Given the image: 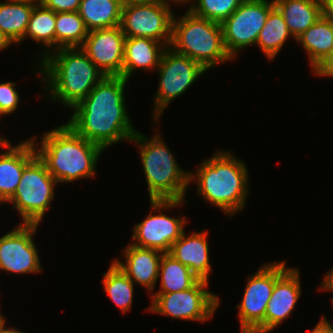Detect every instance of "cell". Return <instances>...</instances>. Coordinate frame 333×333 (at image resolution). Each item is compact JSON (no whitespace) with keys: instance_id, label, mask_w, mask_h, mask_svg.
Wrapping results in <instances>:
<instances>
[{"instance_id":"ba28073f","label":"cell","mask_w":333,"mask_h":333,"mask_svg":"<svg viewBox=\"0 0 333 333\" xmlns=\"http://www.w3.org/2000/svg\"><path fill=\"white\" fill-rule=\"evenodd\" d=\"M285 260L272 262L249 276L239 309L241 333H265V313L275 281L288 269Z\"/></svg>"},{"instance_id":"f35d334b","label":"cell","mask_w":333,"mask_h":333,"mask_svg":"<svg viewBox=\"0 0 333 333\" xmlns=\"http://www.w3.org/2000/svg\"><path fill=\"white\" fill-rule=\"evenodd\" d=\"M332 303H333V299H332ZM320 320L326 325V327L331 331V333H333V324L328 322V320L326 319L325 316H322V318Z\"/></svg>"},{"instance_id":"4dcf8cb0","label":"cell","mask_w":333,"mask_h":333,"mask_svg":"<svg viewBox=\"0 0 333 333\" xmlns=\"http://www.w3.org/2000/svg\"><path fill=\"white\" fill-rule=\"evenodd\" d=\"M15 82L0 83V114L13 113L19 104V94L15 89Z\"/></svg>"},{"instance_id":"f546056e","label":"cell","mask_w":333,"mask_h":333,"mask_svg":"<svg viewBox=\"0 0 333 333\" xmlns=\"http://www.w3.org/2000/svg\"><path fill=\"white\" fill-rule=\"evenodd\" d=\"M188 10L211 21L222 23L244 0H196Z\"/></svg>"},{"instance_id":"9c48e42d","label":"cell","mask_w":333,"mask_h":333,"mask_svg":"<svg viewBox=\"0 0 333 333\" xmlns=\"http://www.w3.org/2000/svg\"><path fill=\"white\" fill-rule=\"evenodd\" d=\"M157 71L159 72V86L154 99V124H158L157 121L167 105L178 96L183 95L207 70L190 57L167 47L163 51Z\"/></svg>"},{"instance_id":"5bb4252c","label":"cell","mask_w":333,"mask_h":333,"mask_svg":"<svg viewBox=\"0 0 333 333\" xmlns=\"http://www.w3.org/2000/svg\"><path fill=\"white\" fill-rule=\"evenodd\" d=\"M39 224H23L0 237V270L18 274L38 273L41 262L33 240Z\"/></svg>"},{"instance_id":"2e32d148","label":"cell","mask_w":333,"mask_h":333,"mask_svg":"<svg viewBox=\"0 0 333 333\" xmlns=\"http://www.w3.org/2000/svg\"><path fill=\"white\" fill-rule=\"evenodd\" d=\"M299 269L288 268L276 281L265 313V333L273 331L293 312L301 295Z\"/></svg>"},{"instance_id":"b9f144b4","label":"cell","mask_w":333,"mask_h":333,"mask_svg":"<svg viewBox=\"0 0 333 333\" xmlns=\"http://www.w3.org/2000/svg\"><path fill=\"white\" fill-rule=\"evenodd\" d=\"M122 4L130 3V2H139V1H145V0H119Z\"/></svg>"},{"instance_id":"d6986e66","label":"cell","mask_w":333,"mask_h":333,"mask_svg":"<svg viewBox=\"0 0 333 333\" xmlns=\"http://www.w3.org/2000/svg\"><path fill=\"white\" fill-rule=\"evenodd\" d=\"M208 232H192L187 235L185 231L171 246L168 252L175 259L187 266L191 272L199 279L208 281L211 264L209 260V245L207 242Z\"/></svg>"},{"instance_id":"ac0fdd59","label":"cell","mask_w":333,"mask_h":333,"mask_svg":"<svg viewBox=\"0 0 333 333\" xmlns=\"http://www.w3.org/2000/svg\"><path fill=\"white\" fill-rule=\"evenodd\" d=\"M124 250L125 262L114 259V263L122 269L133 283L139 284L152 292L159 278V265L163 253L154 249L138 247L134 244L128 245Z\"/></svg>"},{"instance_id":"ab89813d","label":"cell","mask_w":333,"mask_h":333,"mask_svg":"<svg viewBox=\"0 0 333 333\" xmlns=\"http://www.w3.org/2000/svg\"><path fill=\"white\" fill-rule=\"evenodd\" d=\"M163 1H165L167 4H169L170 5V1L172 2V3H178L179 5L180 4H184V3H188L189 1H191L190 3L192 4V2L193 1H195V0H163ZM169 1V2H168Z\"/></svg>"},{"instance_id":"4316f807","label":"cell","mask_w":333,"mask_h":333,"mask_svg":"<svg viewBox=\"0 0 333 333\" xmlns=\"http://www.w3.org/2000/svg\"><path fill=\"white\" fill-rule=\"evenodd\" d=\"M88 32L78 11L56 13L55 50L81 47Z\"/></svg>"},{"instance_id":"d6a6232c","label":"cell","mask_w":333,"mask_h":333,"mask_svg":"<svg viewBox=\"0 0 333 333\" xmlns=\"http://www.w3.org/2000/svg\"><path fill=\"white\" fill-rule=\"evenodd\" d=\"M317 76L333 77V50L323 63L314 71Z\"/></svg>"},{"instance_id":"cb8c5ba5","label":"cell","mask_w":333,"mask_h":333,"mask_svg":"<svg viewBox=\"0 0 333 333\" xmlns=\"http://www.w3.org/2000/svg\"><path fill=\"white\" fill-rule=\"evenodd\" d=\"M123 4L119 0H81L78 13L88 31L120 26Z\"/></svg>"},{"instance_id":"e575fe53","label":"cell","mask_w":333,"mask_h":333,"mask_svg":"<svg viewBox=\"0 0 333 333\" xmlns=\"http://www.w3.org/2000/svg\"><path fill=\"white\" fill-rule=\"evenodd\" d=\"M318 290L333 291V269L325 274L321 287Z\"/></svg>"},{"instance_id":"484cf974","label":"cell","mask_w":333,"mask_h":333,"mask_svg":"<svg viewBox=\"0 0 333 333\" xmlns=\"http://www.w3.org/2000/svg\"><path fill=\"white\" fill-rule=\"evenodd\" d=\"M289 36L292 37V34L281 13L274 7L269 12L256 44L269 60H273L286 43Z\"/></svg>"},{"instance_id":"52a82bcc","label":"cell","mask_w":333,"mask_h":333,"mask_svg":"<svg viewBox=\"0 0 333 333\" xmlns=\"http://www.w3.org/2000/svg\"><path fill=\"white\" fill-rule=\"evenodd\" d=\"M57 183L38 155L24 168L17 190L8 201L21 215V223L40 225L54 200Z\"/></svg>"},{"instance_id":"4fadbf2b","label":"cell","mask_w":333,"mask_h":333,"mask_svg":"<svg viewBox=\"0 0 333 333\" xmlns=\"http://www.w3.org/2000/svg\"><path fill=\"white\" fill-rule=\"evenodd\" d=\"M185 200H150L151 208L158 214L147 215L141 223L134 225L133 235L134 244L138 247L158 250L162 253H168L172 244L182 236L185 216L180 218L168 217L162 213L164 210L181 206Z\"/></svg>"},{"instance_id":"7a4b0ae2","label":"cell","mask_w":333,"mask_h":333,"mask_svg":"<svg viewBox=\"0 0 333 333\" xmlns=\"http://www.w3.org/2000/svg\"><path fill=\"white\" fill-rule=\"evenodd\" d=\"M39 63V73L41 77L45 76L49 99L71 109L106 76L81 47L57 49Z\"/></svg>"},{"instance_id":"ffe728a7","label":"cell","mask_w":333,"mask_h":333,"mask_svg":"<svg viewBox=\"0 0 333 333\" xmlns=\"http://www.w3.org/2000/svg\"><path fill=\"white\" fill-rule=\"evenodd\" d=\"M166 48L163 43L150 38L126 37L122 76L129 80L136 68L145 71L157 69Z\"/></svg>"},{"instance_id":"6da1fadb","label":"cell","mask_w":333,"mask_h":333,"mask_svg":"<svg viewBox=\"0 0 333 333\" xmlns=\"http://www.w3.org/2000/svg\"><path fill=\"white\" fill-rule=\"evenodd\" d=\"M123 76H105L76 106L66 123L84 139L104 150L135 133L125 105Z\"/></svg>"},{"instance_id":"d590c367","label":"cell","mask_w":333,"mask_h":333,"mask_svg":"<svg viewBox=\"0 0 333 333\" xmlns=\"http://www.w3.org/2000/svg\"><path fill=\"white\" fill-rule=\"evenodd\" d=\"M5 321L6 318H4L3 314H0V333H25L15 328L5 327Z\"/></svg>"},{"instance_id":"83f0119b","label":"cell","mask_w":333,"mask_h":333,"mask_svg":"<svg viewBox=\"0 0 333 333\" xmlns=\"http://www.w3.org/2000/svg\"><path fill=\"white\" fill-rule=\"evenodd\" d=\"M55 23L56 13L39 2L32 11L24 38L28 36L31 40L49 48H46V52L43 50L42 59L52 50L55 51Z\"/></svg>"},{"instance_id":"1f68e13d","label":"cell","mask_w":333,"mask_h":333,"mask_svg":"<svg viewBox=\"0 0 333 333\" xmlns=\"http://www.w3.org/2000/svg\"><path fill=\"white\" fill-rule=\"evenodd\" d=\"M47 9L58 12L78 11L81 0H39Z\"/></svg>"},{"instance_id":"836d02e7","label":"cell","mask_w":333,"mask_h":333,"mask_svg":"<svg viewBox=\"0 0 333 333\" xmlns=\"http://www.w3.org/2000/svg\"><path fill=\"white\" fill-rule=\"evenodd\" d=\"M322 16L333 23V0H321Z\"/></svg>"},{"instance_id":"8d00e7d4","label":"cell","mask_w":333,"mask_h":333,"mask_svg":"<svg viewBox=\"0 0 333 333\" xmlns=\"http://www.w3.org/2000/svg\"><path fill=\"white\" fill-rule=\"evenodd\" d=\"M310 333H331V331L326 327V325L321 320H319L315 328H313Z\"/></svg>"},{"instance_id":"7402d4cb","label":"cell","mask_w":333,"mask_h":333,"mask_svg":"<svg viewBox=\"0 0 333 333\" xmlns=\"http://www.w3.org/2000/svg\"><path fill=\"white\" fill-rule=\"evenodd\" d=\"M295 41L308 53L310 66L315 71L333 50V23L321 16Z\"/></svg>"},{"instance_id":"d4e9b609","label":"cell","mask_w":333,"mask_h":333,"mask_svg":"<svg viewBox=\"0 0 333 333\" xmlns=\"http://www.w3.org/2000/svg\"><path fill=\"white\" fill-rule=\"evenodd\" d=\"M158 276H161V288L156 293H172L193 287L199 279L191 270L169 253H163Z\"/></svg>"},{"instance_id":"3957f363","label":"cell","mask_w":333,"mask_h":333,"mask_svg":"<svg viewBox=\"0 0 333 333\" xmlns=\"http://www.w3.org/2000/svg\"><path fill=\"white\" fill-rule=\"evenodd\" d=\"M38 157L58 183H70L95 176L104 149L77 134L67 123L42 136Z\"/></svg>"},{"instance_id":"8fae6325","label":"cell","mask_w":333,"mask_h":333,"mask_svg":"<svg viewBox=\"0 0 333 333\" xmlns=\"http://www.w3.org/2000/svg\"><path fill=\"white\" fill-rule=\"evenodd\" d=\"M208 282L199 280L193 287L172 293H154L149 312L175 319L205 322L212 318L220 298L207 290Z\"/></svg>"},{"instance_id":"5b68a950","label":"cell","mask_w":333,"mask_h":333,"mask_svg":"<svg viewBox=\"0 0 333 333\" xmlns=\"http://www.w3.org/2000/svg\"><path fill=\"white\" fill-rule=\"evenodd\" d=\"M138 144L150 200H184L189 172L177 164L159 133L150 139L137 131L130 140Z\"/></svg>"},{"instance_id":"f1b7e54d","label":"cell","mask_w":333,"mask_h":333,"mask_svg":"<svg viewBox=\"0 0 333 333\" xmlns=\"http://www.w3.org/2000/svg\"><path fill=\"white\" fill-rule=\"evenodd\" d=\"M103 275L102 283L106 294H108L115 306L125 314L132 307L134 295L133 281L128 278L114 261Z\"/></svg>"},{"instance_id":"74e56055","label":"cell","mask_w":333,"mask_h":333,"mask_svg":"<svg viewBox=\"0 0 333 333\" xmlns=\"http://www.w3.org/2000/svg\"><path fill=\"white\" fill-rule=\"evenodd\" d=\"M11 44V40L0 31V51L6 49Z\"/></svg>"},{"instance_id":"603a6c76","label":"cell","mask_w":333,"mask_h":333,"mask_svg":"<svg viewBox=\"0 0 333 333\" xmlns=\"http://www.w3.org/2000/svg\"><path fill=\"white\" fill-rule=\"evenodd\" d=\"M39 0H5L0 2V31L12 43L20 44L28 27L34 7Z\"/></svg>"},{"instance_id":"30bf717a","label":"cell","mask_w":333,"mask_h":333,"mask_svg":"<svg viewBox=\"0 0 333 333\" xmlns=\"http://www.w3.org/2000/svg\"><path fill=\"white\" fill-rule=\"evenodd\" d=\"M171 5L163 0H145L122 6L121 29L126 37H143L163 43L171 42Z\"/></svg>"},{"instance_id":"60d3db41","label":"cell","mask_w":333,"mask_h":333,"mask_svg":"<svg viewBox=\"0 0 333 333\" xmlns=\"http://www.w3.org/2000/svg\"><path fill=\"white\" fill-rule=\"evenodd\" d=\"M10 142L4 137H0V148L5 149Z\"/></svg>"},{"instance_id":"e0dca14e","label":"cell","mask_w":333,"mask_h":333,"mask_svg":"<svg viewBox=\"0 0 333 333\" xmlns=\"http://www.w3.org/2000/svg\"><path fill=\"white\" fill-rule=\"evenodd\" d=\"M36 137L13 146L10 143L0 153V203L7 202L15 194L24 168L37 156Z\"/></svg>"},{"instance_id":"7c38bea8","label":"cell","mask_w":333,"mask_h":333,"mask_svg":"<svg viewBox=\"0 0 333 333\" xmlns=\"http://www.w3.org/2000/svg\"><path fill=\"white\" fill-rule=\"evenodd\" d=\"M274 0H244L241 5L221 23L226 51L232 59L241 49L256 45Z\"/></svg>"},{"instance_id":"277c9868","label":"cell","mask_w":333,"mask_h":333,"mask_svg":"<svg viewBox=\"0 0 333 333\" xmlns=\"http://www.w3.org/2000/svg\"><path fill=\"white\" fill-rule=\"evenodd\" d=\"M193 180H196L198 194L230 218L246 205L249 191L247 168L231 152L218 150L201 162L196 173L189 172V183Z\"/></svg>"},{"instance_id":"44dd1931","label":"cell","mask_w":333,"mask_h":333,"mask_svg":"<svg viewBox=\"0 0 333 333\" xmlns=\"http://www.w3.org/2000/svg\"><path fill=\"white\" fill-rule=\"evenodd\" d=\"M292 38L296 40L322 16L321 0H274Z\"/></svg>"},{"instance_id":"8992f818","label":"cell","mask_w":333,"mask_h":333,"mask_svg":"<svg viewBox=\"0 0 333 333\" xmlns=\"http://www.w3.org/2000/svg\"><path fill=\"white\" fill-rule=\"evenodd\" d=\"M169 47L206 70L232 60L224 45L221 23L199 17L190 10L179 19L173 16Z\"/></svg>"},{"instance_id":"9a60e30c","label":"cell","mask_w":333,"mask_h":333,"mask_svg":"<svg viewBox=\"0 0 333 333\" xmlns=\"http://www.w3.org/2000/svg\"><path fill=\"white\" fill-rule=\"evenodd\" d=\"M126 36L121 26L88 32L82 50L106 76H122Z\"/></svg>"}]
</instances>
